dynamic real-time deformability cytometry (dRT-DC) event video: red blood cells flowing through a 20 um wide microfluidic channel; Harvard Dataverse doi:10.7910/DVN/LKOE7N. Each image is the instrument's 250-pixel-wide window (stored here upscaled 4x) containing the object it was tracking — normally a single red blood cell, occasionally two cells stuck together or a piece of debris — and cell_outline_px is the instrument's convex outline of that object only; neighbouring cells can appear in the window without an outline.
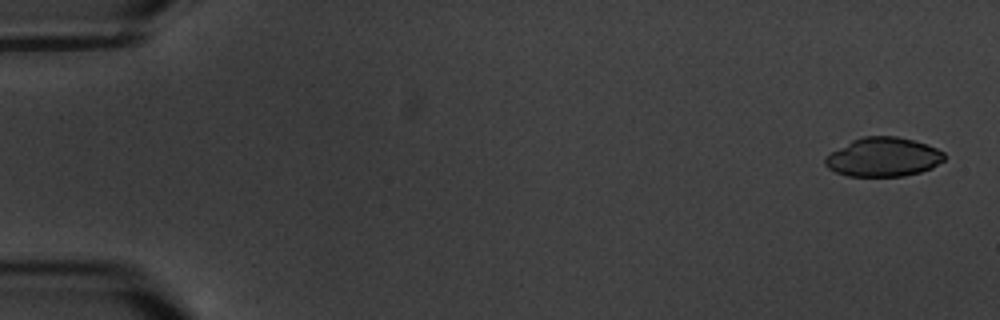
{"species": "common noctule bat (a hibernating species)", "species_latin": "Nyctalus noctula", "temperature_condition": "warm", "stored_images_in_passage": 4, "camera_frame_rate_fps": 3000, "um_per_image_px": 0.085, "animal": {"sex": "male", "body_mass_g": 20.1, "forearm_length_mm": 53.5}, "frame": {"image": 1, "passage_image": 1, "time_ms": 0.0, "image_size_px": [1000, 320], "cell_outline_px": [[944, 160], [932, 168], [920, 172], [904, 176], [848, 176], [836, 172], [828, 168], [824, 164], [824, 160], [832, 152], [852, 140], [864, 136], [896, 136], [912, 140], [936, 148], [944, 152]], "centroid_in_image_um": [75.08, 13.36], "position_along_channel_um": 9.9, "area_um2": 26.88}}
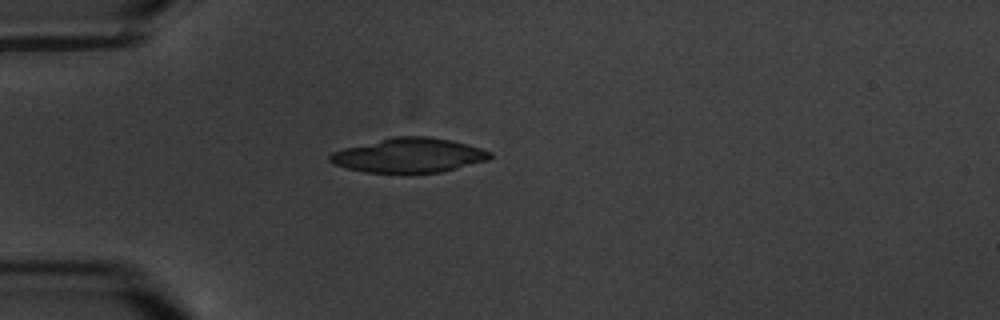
{"frame": {"image": 2, "passage_image": 4, "time_ms": 5.0, "image_size_px": [1000, 320], "cell_outline_px": [[492, 156], [488, 160], [440, 172], [364, 172], [348, 168], [336, 164], [328, 160], [328, 156], [332, 152], [344, 148], [392, 136], [428, 136], [452, 140], [468, 144], [492, 152]], "centroid_in_image_um": [34.77, 13.18], "position_along_channel_um": 50.2, "area_um2": 31.91}}